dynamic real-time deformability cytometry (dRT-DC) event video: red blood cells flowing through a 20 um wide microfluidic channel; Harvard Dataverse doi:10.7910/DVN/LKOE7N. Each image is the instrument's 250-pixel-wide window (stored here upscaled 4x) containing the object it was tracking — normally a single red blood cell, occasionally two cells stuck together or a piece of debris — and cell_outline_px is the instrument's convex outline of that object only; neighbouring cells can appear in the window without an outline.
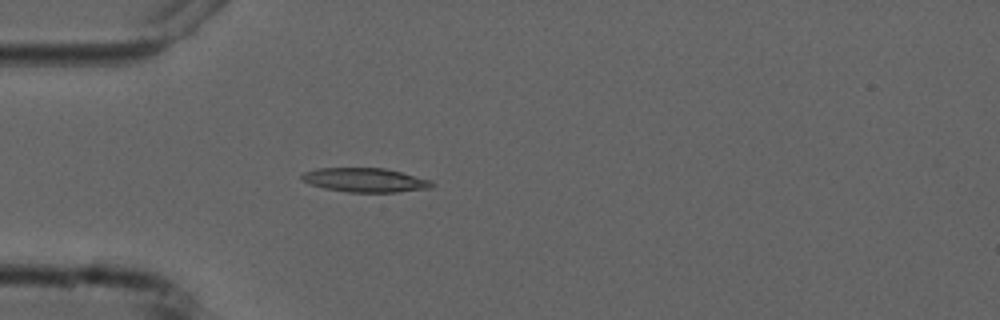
{"species": "common noctule bat (a hibernating species)", "species_latin": "Nyctalus noctula", "temperature_condition": "cold", "stored_images_in_passage": 5, "camera_frame_rate_fps": 3000, "um_per_image_px": 0.085, "animal": {"sex": "male", "forearm_length_mm": 52.5}, "frame": {"image": 1, "passage_image": 5, "time_ms": 4.667, "image_size_px": [1000, 320], "cell_outline_px": [[436, 184], [432, 188], [396, 192], [348, 192], [324, 188], [308, 184], [300, 180], [300, 176], [304, 172], [316, 168], [384, 168], [432, 180]], "centroid_in_image_um": [31.02, 15.3], "position_along_channel_um": 54.0, "area_um2": 18.44}}